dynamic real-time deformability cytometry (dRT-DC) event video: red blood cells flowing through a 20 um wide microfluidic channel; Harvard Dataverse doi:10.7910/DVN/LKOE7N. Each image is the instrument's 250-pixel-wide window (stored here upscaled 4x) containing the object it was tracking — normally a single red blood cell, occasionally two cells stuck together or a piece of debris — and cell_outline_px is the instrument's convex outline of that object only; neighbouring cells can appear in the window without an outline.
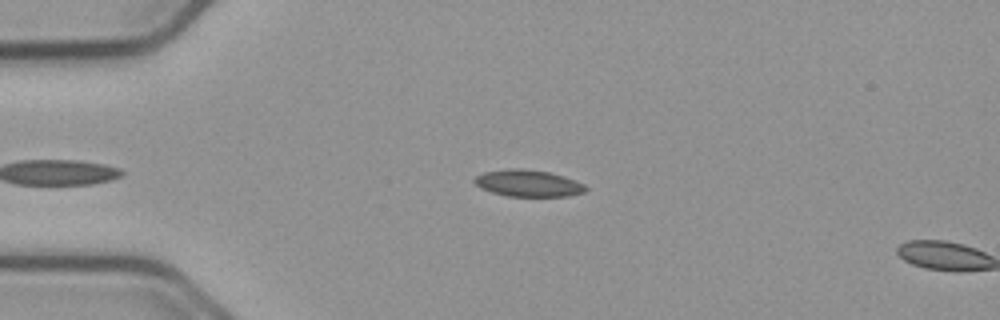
{"species": "common noctule bat (a hibernating species)", "species_latin": "Nyctalus noctula", "temperature_condition": "cold", "stored_images_in_passage": 8, "camera_frame_rate_fps": 3000, "um_per_image_px": 0.085, "animal": {"sex": "male", "body_mass_g": 23.1, "forearm_length_mm": 52.7}, "frame": {"image": 1, "passage_image": 7, "time_ms": 2.0, "image_size_px": [1000, 320], "cell_outline_px": [[588, 188], [584, 192], [568, 196], [508, 196], [492, 192], [480, 188], [472, 180], [476, 176], [484, 172], [508, 168], [520, 168], [548, 172], [564, 176], [576, 180], [584, 184]], "centroid_in_image_um": [44.89, 15.57], "position_along_channel_um": 40.1, "area_um2": 17.34}}